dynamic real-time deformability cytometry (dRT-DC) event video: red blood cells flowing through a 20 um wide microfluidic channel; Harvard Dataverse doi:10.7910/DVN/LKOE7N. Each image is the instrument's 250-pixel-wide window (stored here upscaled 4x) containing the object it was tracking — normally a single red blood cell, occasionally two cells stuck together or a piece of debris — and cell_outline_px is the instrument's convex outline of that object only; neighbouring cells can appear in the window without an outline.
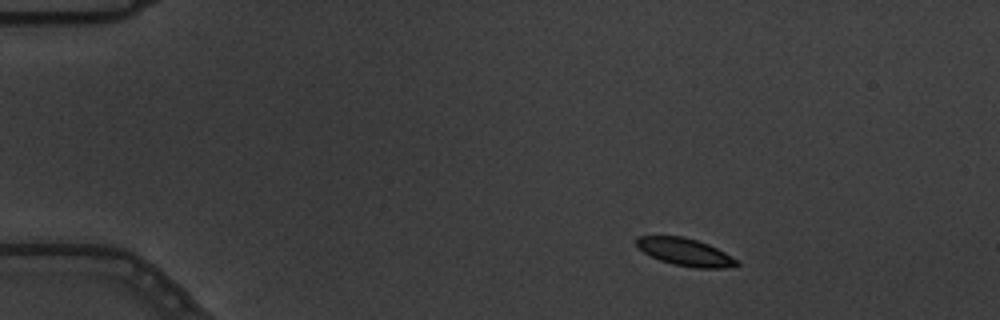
{"species": "common noctule bat (a hibernating species)", "species_latin": "Nyctalus noctula", "temperature_condition": "warm", "stored_images_in_passage": 5, "camera_frame_rate_fps": 3000, "um_per_image_px": 0.085, "animal": {"sex": "male", "body_mass_g": 19.5, "forearm_length_mm": 54.6}, "frame": {"image": 1, "passage_image": 1, "time_ms": 0.0, "image_size_px": [1000, 320], "cell_outline_px": [[740, 264], [724, 268], [696, 268], [676, 264], [660, 260], [644, 252], [636, 244], [636, 236], [684, 236], [708, 244], [732, 256]], "centroid_in_image_um": [58.24, 21.41], "position_along_channel_um": 26.8, "area_um2": 15.78}}
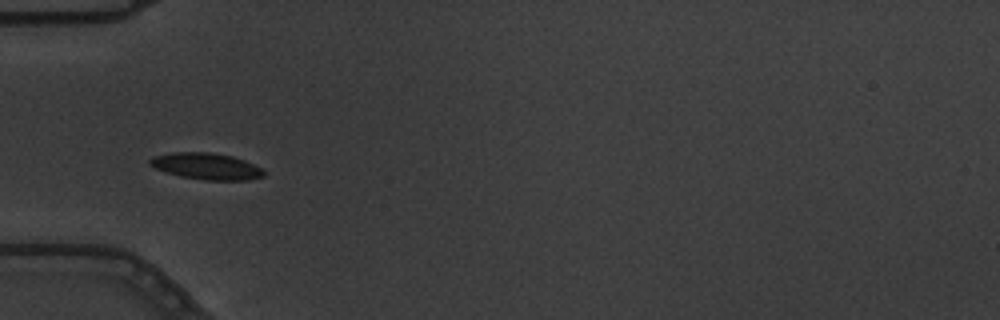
{"frame": {"image": 2, "passage_image": 4, "time_ms": 1.0, "image_size_px": [1000, 320], "cell_outline_px": [[264, 176], [248, 180], [204, 180], [180, 176], [156, 168], [148, 164], [148, 160], [152, 156], [172, 152], [208, 152], [232, 156], [244, 160], [260, 168], [264, 172]], "centroid_in_image_um": [17.51, 14.12], "position_along_channel_um": 67.5, "area_um2": 17.46}}